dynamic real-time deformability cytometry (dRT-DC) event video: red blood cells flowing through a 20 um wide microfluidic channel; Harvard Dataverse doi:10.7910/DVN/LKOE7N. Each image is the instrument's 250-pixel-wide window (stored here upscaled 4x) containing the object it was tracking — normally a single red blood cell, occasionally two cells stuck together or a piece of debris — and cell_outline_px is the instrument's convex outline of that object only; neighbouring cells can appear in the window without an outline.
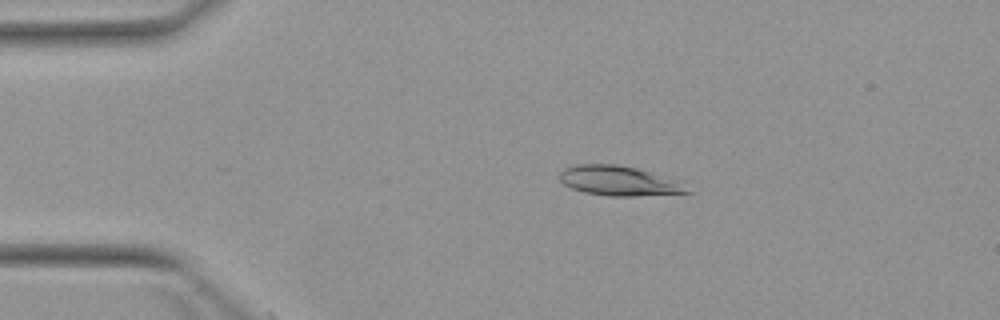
{"species": "Egyptian fruit bat (a non-hibernating species)", "species_latin": "Rousettus aegyptiacus", "temperature_condition": "warm", "stored_images_in_passage": 4, "camera_frame_rate_fps": 3000, "um_per_image_px": 0.085, "animal": {"sex": "female"}, "frame": {"image": 1, "passage_image": 3, "time_ms": 2.333, "image_size_px": [1000, 320], "cell_outline_px": [[692, 192], [636, 196], [608, 196], [584, 192], [572, 188], [564, 184], [560, 180], [560, 172], [564, 168], [576, 164], [616, 164], [636, 168], [648, 172], [668, 180]], "centroid_in_image_um": [52.42, 15.37], "position_along_channel_um": 32.6, "area_um2": 21.15}}